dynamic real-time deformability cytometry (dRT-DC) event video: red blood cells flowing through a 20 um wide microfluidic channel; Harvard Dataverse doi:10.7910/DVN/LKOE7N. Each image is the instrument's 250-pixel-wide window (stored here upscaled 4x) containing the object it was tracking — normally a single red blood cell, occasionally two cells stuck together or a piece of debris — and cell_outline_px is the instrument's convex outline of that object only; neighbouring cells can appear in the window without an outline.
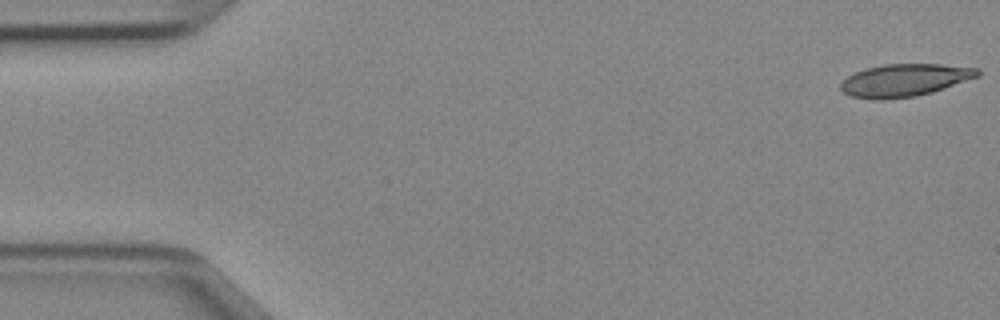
{"species": "Egyptian fruit bat (a non-hibernating species)", "species_latin": "Rousettus aegyptiacus", "temperature_condition": "cold", "stored_images_in_passage": 9, "camera_frame_rate_fps": 3000, "um_per_image_px": 0.085, "animal": {"sex": "female"}, "frame": {"image": 1, "passage_image": 1, "time_ms": 0.0, "image_size_px": [1000, 320], "cell_outline_px": [[980, 76], [932, 92], [916, 96], [884, 100], [876, 100], [852, 96], [844, 92], [840, 88], [840, 84], [848, 76], [864, 68], [884, 64], [940, 64], [980, 68]], "centroid_in_image_um": [76.91, 6.81], "position_along_channel_um": 8.1, "area_um2": 26.01}}